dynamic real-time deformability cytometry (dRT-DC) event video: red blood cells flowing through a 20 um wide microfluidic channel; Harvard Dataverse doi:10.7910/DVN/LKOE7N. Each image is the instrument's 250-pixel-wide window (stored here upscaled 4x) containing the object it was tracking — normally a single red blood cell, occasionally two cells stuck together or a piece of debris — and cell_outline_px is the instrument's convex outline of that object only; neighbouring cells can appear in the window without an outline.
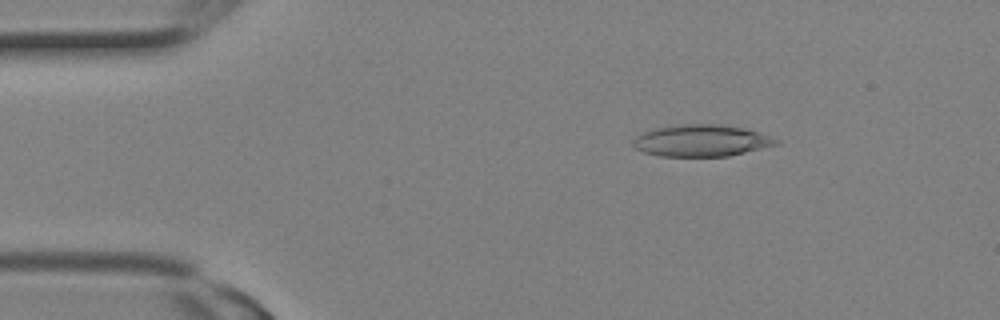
{"species": "Egyptian fruit bat (a non-hibernating species)", "species_latin": "Rousettus aegyptiacus", "temperature_condition": "room temperature", "stored_images_in_passage": 2, "camera_frame_rate_fps": 3000, "um_per_image_px": 0.085, "animal": {"sex": "female"}, "frame": {"image": 1, "passage_image": 1, "time_ms": 0.0, "image_size_px": [1000, 320], "cell_outline_px": [[780, 140], [776, 144], [728, 156], [660, 156], [644, 152], [636, 148], [632, 144], [632, 140], [636, 136], [644, 132], [656, 128], [680, 124], [716, 124], [744, 128], [760, 132]], "centroid_in_image_um": [59.59, 11.95], "position_along_channel_um": 25.4, "area_um2": 26.18}}